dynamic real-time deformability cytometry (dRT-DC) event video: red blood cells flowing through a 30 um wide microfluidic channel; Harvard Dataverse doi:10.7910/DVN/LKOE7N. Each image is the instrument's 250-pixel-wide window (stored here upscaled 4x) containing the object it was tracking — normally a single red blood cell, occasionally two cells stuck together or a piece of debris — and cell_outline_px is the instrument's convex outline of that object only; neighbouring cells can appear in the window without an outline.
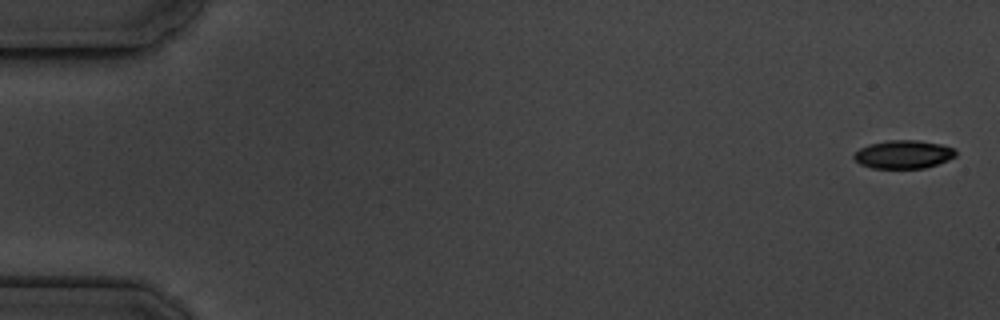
{"species": "common noctule bat (a hibernating species)", "species_latin": "Nyctalus noctula", "temperature_condition": "cold", "stored_images_in_passage": 5, "camera_frame_rate_fps": 3000, "um_per_image_px": 0.085, "animal": {"sex": "male", "body_mass_g": 19.5, "forearm_length_mm": 54.6}, "frame": {"image": 1, "passage_image": 1, "time_ms": 0.0, "image_size_px": [1000, 320], "cell_outline_px": [[956, 156], [948, 160], [924, 168], [872, 168], [860, 164], [852, 156], [860, 148], [868, 144], [888, 140], [916, 140], [940, 144], [952, 148], [956, 152]], "centroid_in_image_um": [76.77, 13.12], "position_along_channel_um": 8.2, "area_um2": 16.65}}
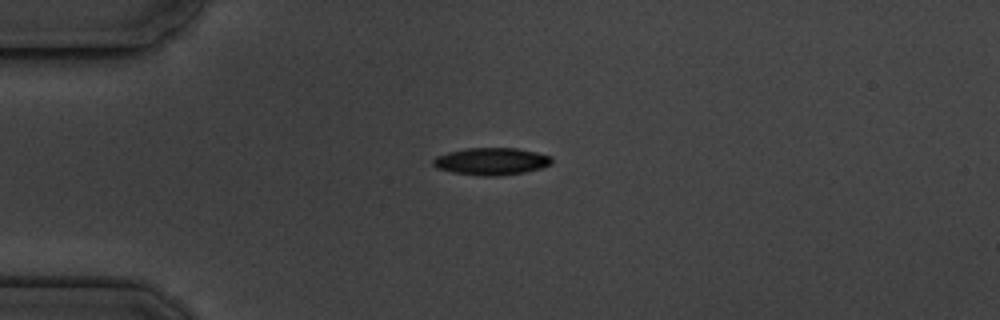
{"frame": {"image": 2, "passage_image": 5, "time_ms": 4.333, "image_size_px": [1000, 320], "cell_outline_px": [[552, 164], [540, 168], [524, 172], [500, 176], [480, 176], [452, 172], [436, 168], [432, 164], [432, 160], [436, 156], [448, 152], [468, 148], [516, 148], [536, 152], [552, 156]], "centroid_in_image_um": [41.76, 13.72], "position_along_channel_um": 43.2, "area_um2": 18.9}}